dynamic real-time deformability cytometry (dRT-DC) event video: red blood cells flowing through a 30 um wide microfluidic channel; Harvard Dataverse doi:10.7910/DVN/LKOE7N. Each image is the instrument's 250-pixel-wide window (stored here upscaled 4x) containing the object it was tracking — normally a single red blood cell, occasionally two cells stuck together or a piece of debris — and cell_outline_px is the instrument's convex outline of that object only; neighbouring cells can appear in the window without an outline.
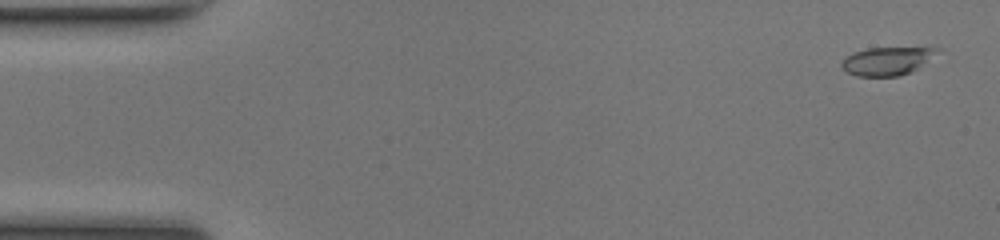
{"species": "common noctule bat (a hibernating species)", "species_latin": "Nyctalus noctula", "temperature_condition": "room temperature", "stored_images_in_passage": 48, "camera_frame_rate_fps": 3000, "um_per_image_px": 0.085, "animal": {"sex": "female", "body_mass_g": 17.0, "forearm_length_mm": 48.0}, "frame": {"image": 1, "passage_image": 2, "time_ms": 0.333, "image_size_px": [1000, 240], "cell_outline_px": [[936, 48], [912, 72], [900, 76], [856, 76], [848, 72], [840, 64], [852, 52], [868, 48]], "centroid_in_image_um": [75.24, 5.21], "position_along_channel_um": 9.8, "area_um2": 14.8}}
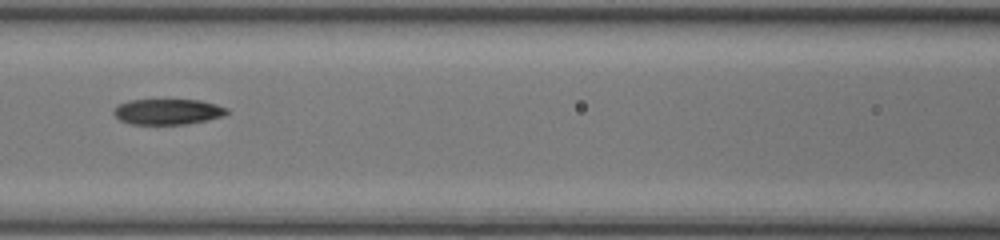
{"frame": {"image": 2, "passage_image": 22, "time_ms": 7.0, "image_size_px": [1000, 240], "cell_outline_px": [[228, 112], [224, 116], [184, 124], [132, 124], [120, 120], [112, 112], [120, 104], [128, 100], [200, 100], [216, 104], [228, 108]], "centroid_in_image_um": [14.27, 9.49], "position_along_channel_um": 152.3, "area_um2": 16.7}}
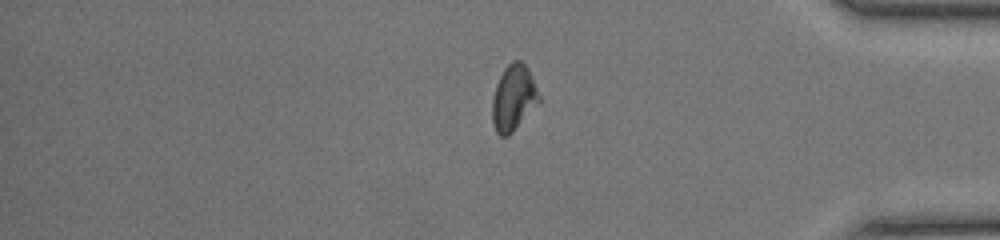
{"frame": {"image": 3, "passage_image": 41, "time_ms": 13.333, "image_size_px": [1000, 240], "cell_outline_px": [[540, 100], [512, 132], [508, 136], [500, 136], [496, 132], [492, 124], [492, 96], [496, 84], [504, 68], [512, 60], [520, 60], [528, 68], [540, 96]], "centroid_in_image_um": [43.62, 8.31], "position_along_channel_um": 391.6, "area_um2": 17.8}, "authors_computed_cell_mechanics": {"area_um2": 17.2244, "velocity_mm_per_s": 4.2175, "shape_relaxation_time_tau1_ms": 5.4883, "shape_relaxation_time_tau2_ms": 4.5736, "deformation_change_tau1": 0.1525, "deformation_change_tau2": 0.1243}}